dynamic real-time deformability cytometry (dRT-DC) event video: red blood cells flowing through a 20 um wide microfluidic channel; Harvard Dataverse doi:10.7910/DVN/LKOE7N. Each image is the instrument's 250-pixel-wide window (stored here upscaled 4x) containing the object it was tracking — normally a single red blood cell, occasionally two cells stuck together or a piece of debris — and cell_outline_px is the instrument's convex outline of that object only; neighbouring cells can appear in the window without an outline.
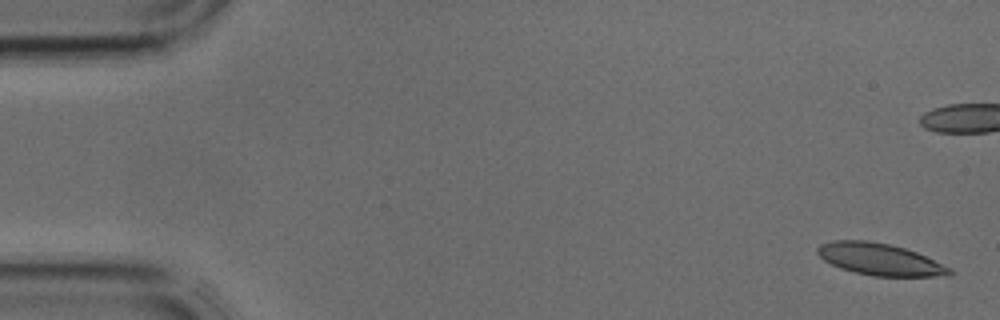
{"species": "common noctule bat (a hibernating species)", "species_latin": "Nyctalus noctula", "temperature_condition": "cold", "stored_images_in_passage": 5, "camera_frame_rate_fps": 3000, "um_per_image_px": 0.085, "animal": {"sex": "male", "body_mass_g": 17.9, "forearm_length_mm": 54.2}, "frame": {"image": 1, "passage_image": 1, "time_ms": 0.0, "image_size_px": [1000, 320], "cell_outline_px": [[956, 272], [952, 276], [872, 276], [840, 268], [824, 260], [816, 252], [816, 248], [820, 244], [832, 240], [868, 240], [888, 244], [904, 248], [916, 252], [952, 268]], "centroid_in_image_um": [74.81, 22.04], "position_along_channel_um": 10.2, "area_um2": 24.62}}